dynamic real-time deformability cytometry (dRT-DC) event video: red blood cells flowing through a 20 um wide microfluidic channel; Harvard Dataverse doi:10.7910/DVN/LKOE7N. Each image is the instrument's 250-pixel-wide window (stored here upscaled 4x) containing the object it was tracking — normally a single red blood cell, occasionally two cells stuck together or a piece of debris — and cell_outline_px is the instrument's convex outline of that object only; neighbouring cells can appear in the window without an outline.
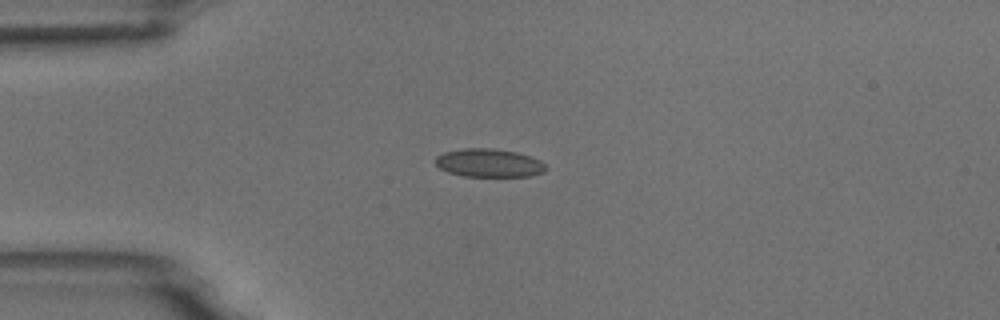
{"species": "common noctule bat (a hibernating species)", "species_latin": "Nyctalus noctula", "temperature_condition": "room temperature", "stored_images_in_passage": 10, "camera_frame_rate_fps": 3000, "um_per_image_px": 0.085, "animal": {"sex": "male", "body_mass_g": 18.8}, "frame": {"image": 1, "passage_image": 3, "time_ms": 2.0, "image_size_px": [1000, 320], "cell_outline_px": [[548, 168], [544, 172], [532, 176], [464, 176], [448, 172], [440, 168], [436, 164], [436, 156], [444, 152], [464, 148], [492, 148], [516, 152], [540, 160]], "centroid_in_image_um": [41.57, 13.85], "position_along_channel_um": 43.4, "area_um2": 18.15}}
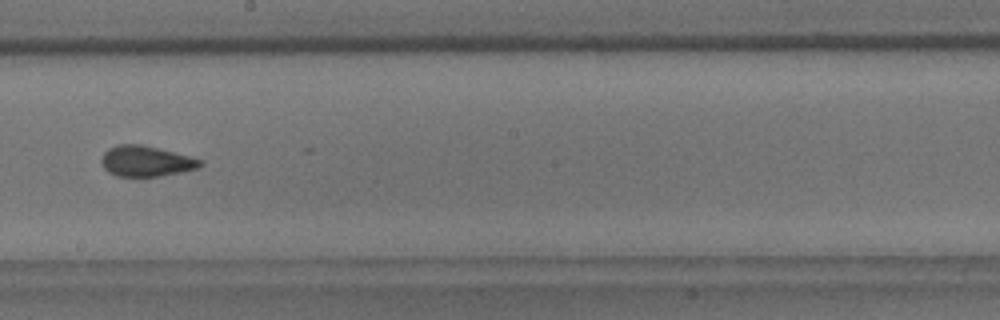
{"frame": {"image": 2, "passage_image": 8, "time_ms": 7.667, "image_size_px": [1000, 320], "cell_outline_px": [[204, 164], [200, 168], [160, 176], [116, 176], [108, 172], [104, 168], [100, 160], [104, 152], [108, 148], [120, 144], [140, 144], [188, 156], [200, 160]], "centroid_in_image_um": [12.38, 13.71], "position_along_channel_um": 235.8, "area_um2": 17.46}}